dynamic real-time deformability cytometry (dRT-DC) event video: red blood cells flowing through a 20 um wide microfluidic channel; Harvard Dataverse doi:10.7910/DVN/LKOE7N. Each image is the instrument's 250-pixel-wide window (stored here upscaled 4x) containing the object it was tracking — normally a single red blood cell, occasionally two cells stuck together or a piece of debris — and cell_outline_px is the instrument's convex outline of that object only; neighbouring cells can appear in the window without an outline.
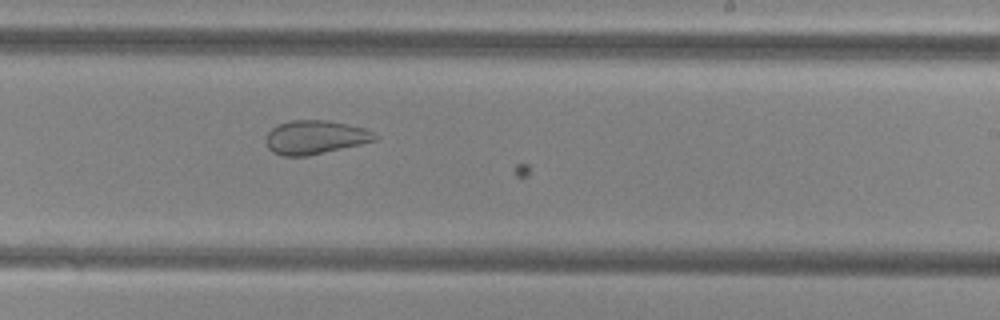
{"species": "common noctule bat (a hibernating species)", "species_latin": "Nyctalus noctula", "temperature_condition": "cold", "stored_images_in_passage": 22, "camera_frame_rate_fps": 3000, "um_per_image_px": 0.085, "animal": {"sex": "female", "body_mass_g": 29.2, "forearm_length_mm": 56.3}, "frame": {"image": 1, "passage_image": 21, "time_ms": 6.667, "image_size_px": [1000, 320], "cell_outline_px": [[380, 136], [376, 140], [360, 144], [308, 156], [284, 156], [272, 152], [268, 148], [264, 140], [268, 132], [272, 128], [280, 124], [292, 120], [328, 120], [348, 124], [364, 128], [376, 132]], "centroid_in_image_um": [26.8, 11.67], "position_along_channel_um": 262.2, "area_um2": 21.56}}